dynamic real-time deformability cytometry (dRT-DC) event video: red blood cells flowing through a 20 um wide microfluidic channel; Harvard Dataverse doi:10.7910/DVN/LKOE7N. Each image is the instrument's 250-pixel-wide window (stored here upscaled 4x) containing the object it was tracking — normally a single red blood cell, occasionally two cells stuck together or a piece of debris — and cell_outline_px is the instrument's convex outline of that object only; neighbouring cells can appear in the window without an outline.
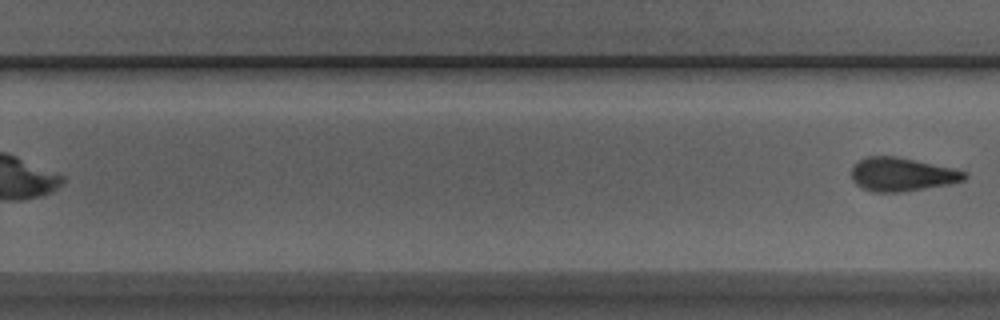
{"species": "Egyptian fruit bat (a non-hibernating species)", "species_latin": "Rousettus aegyptiacus", "temperature_condition": "room temperature", "stored_images_in_passage": 7, "segment_of_instrument_passage": [2, 2], "camera_frame_rate_fps": 3000, "um_per_image_px": 0.085, "animal": {"sex": "male"}, "frame": {"image": 1, "passage_image": 7, "time_ms": 7.0, "image_size_px": [1000, 320], "cell_outline_px": [[968, 176], [964, 180], [948, 184], [900, 192], [872, 192], [856, 184], [852, 180], [852, 168], [856, 160], [864, 156], [896, 156], [956, 168], [968, 172]], "centroid_in_image_um": [76.66, 14.8], "position_along_channel_um": 253.1, "area_um2": 22.31}}